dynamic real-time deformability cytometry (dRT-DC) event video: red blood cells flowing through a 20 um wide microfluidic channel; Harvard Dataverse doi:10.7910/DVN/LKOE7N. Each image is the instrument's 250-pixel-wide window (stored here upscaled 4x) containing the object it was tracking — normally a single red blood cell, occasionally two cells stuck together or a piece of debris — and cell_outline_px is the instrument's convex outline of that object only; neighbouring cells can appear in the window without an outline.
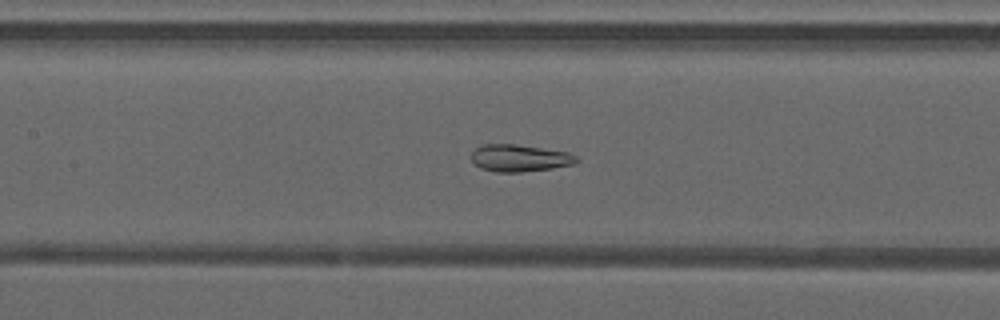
{"species": "common noctule bat (a hibernating species)", "species_latin": "Nyctalus noctula", "temperature_condition": "warm", "stored_images_in_passage": 38, "camera_frame_rate_fps": 3000, "um_per_image_px": 0.085, "animal": {"sex": "male", "forearm_length_mm": 52.5}, "frame": {"image": 1, "passage_image": 12, "time_ms": 3.667, "image_size_px": [1000, 320], "cell_outline_px": [[580, 160], [576, 164], [552, 168], [520, 172], [496, 172], [480, 168], [472, 160], [472, 152], [480, 144], [516, 144], [568, 152], [576, 156]], "centroid_in_image_um": [44.18, 13.43], "position_along_channel_um": 163.2, "area_um2": 16.65}}
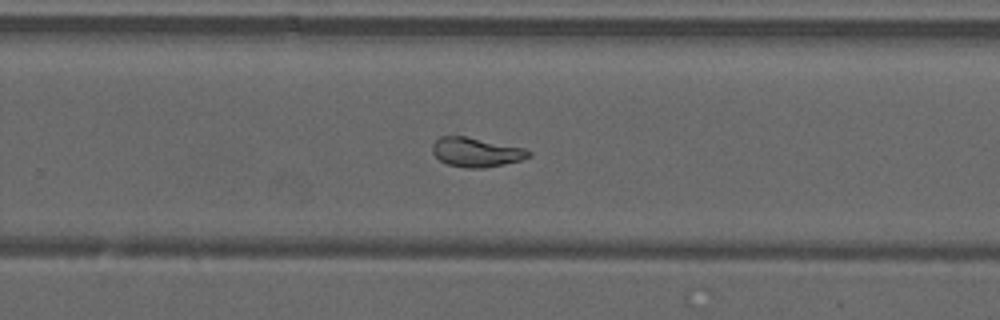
{"frame": {"image": 2, "passage_image": 21, "time_ms": 6.667, "image_size_px": [1000, 320], "cell_outline_px": [[532, 156], [520, 160], [480, 168], [464, 168], [448, 164], [440, 160], [432, 152], [432, 144], [440, 136], [464, 136], [524, 148], [532, 152]], "centroid_in_image_um": [40.45, 12.93], "position_along_channel_um": 289.3, "area_um2": 16.18}}
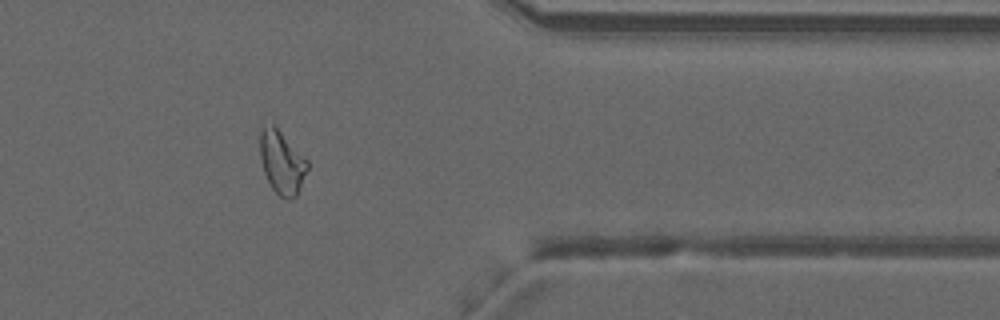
{"frame": {"image": 3, "passage_image": 29, "time_ms": 9.333, "image_size_px": [1000, 320], "cell_outline_px": [[308, 168], [296, 196], [288, 200], [284, 200], [272, 188], [264, 172], [260, 156], [260, 128], [272, 124], [276, 124], [308, 160]], "centroid_in_image_um": [23.96, 13.76], "position_along_channel_um": 387.4, "area_um2": 17.63}, "authors_computed_cell_mechanics": {"area_um2": 18.3804, "velocity_mm_per_s": 4.2304, "shape_relaxation_time_tau1_ms": null, "shape_relaxation_time_tau2_ms": 0.8403, "deformation_change_tau1": null, "deformation_change_tau2": 0.0936}}